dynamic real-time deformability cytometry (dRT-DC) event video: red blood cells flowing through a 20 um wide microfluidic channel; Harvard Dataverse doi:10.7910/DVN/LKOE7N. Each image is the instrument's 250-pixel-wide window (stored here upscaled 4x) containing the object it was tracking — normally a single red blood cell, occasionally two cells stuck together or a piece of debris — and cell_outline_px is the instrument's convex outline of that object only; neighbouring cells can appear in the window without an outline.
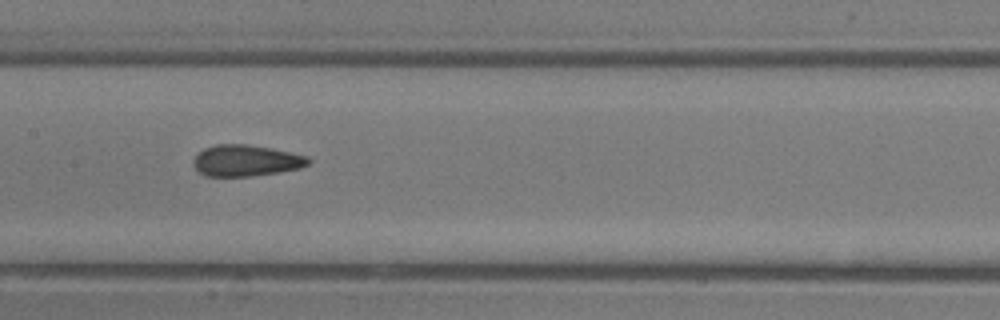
{"species": "common noctule bat (a hibernating species)", "species_latin": "Nyctalus noctula", "temperature_condition": "room temperature", "stored_images_in_passage": 7, "camera_frame_rate_fps": 3000, "um_per_image_px": 0.085, "animal": {"sex": "male", "body_mass_g": 13.3}, "frame": {"image": 1, "passage_image": 6, "time_ms": 5.667, "image_size_px": [1000, 320], "cell_outline_px": [[312, 160], [308, 164], [300, 168], [280, 172], [252, 176], [204, 176], [192, 164], [192, 160], [204, 148], [216, 144], [248, 144], [272, 148], [308, 156]], "centroid_in_image_um": [20.92, 13.65], "position_along_channel_um": 186.5, "area_um2": 21.1}}
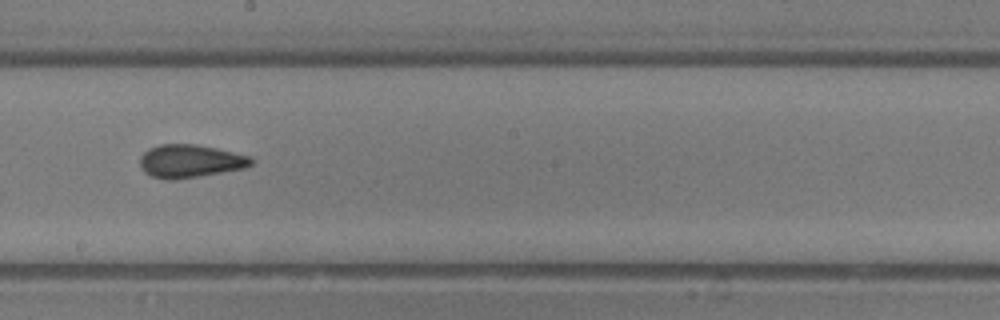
{"frame": {"image": 2, "passage_image": 7, "time_ms": 6.667, "image_size_px": [1000, 320], "cell_outline_px": [[252, 164], [244, 168], [172, 180], [168, 180], [152, 176], [144, 172], [140, 164], [140, 156], [148, 148], [160, 144], [196, 144], [216, 148], [248, 156], [252, 160]], "centroid_in_image_um": [16.1, 13.68], "position_along_channel_um": 232.1, "area_um2": 21.1}}